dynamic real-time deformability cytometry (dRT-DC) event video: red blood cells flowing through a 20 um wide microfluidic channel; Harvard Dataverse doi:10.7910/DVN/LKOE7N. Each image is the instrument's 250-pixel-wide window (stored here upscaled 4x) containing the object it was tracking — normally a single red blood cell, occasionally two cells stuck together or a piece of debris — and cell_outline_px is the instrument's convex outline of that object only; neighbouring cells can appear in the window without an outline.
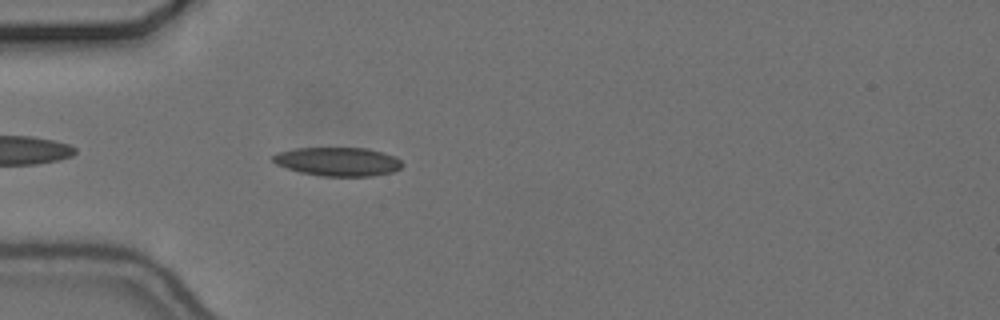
{"species": "common noctule bat (a hibernating species)", "species_latin": "Nyctalus noctula", "temperature_condition": "cold", "stored_images_in_passage": 42, "camera_frame_rate_fps": 3000, "um_per_image_px": 0.085, "animal": {"sex": "female", "body_mass_g": 24.6, "forearm_length_mm": 56.2}, "frame": {"image": 1, "passage_image": 3, "time_ms": 0.667, "image_size_px": [1000, 320], "cell_outline_px": [[404, 164], [400, 168], [392, 172], [372, 176], [320, 176], [300, 172], [276, 164], [272, 160], [272, 156], [280, 152], [296, 148], [368, 148], [384, 152], [396, 156]], "centroid_in_image_um": [28.76, 13.73], "position_along_channel_um": 56.2, "area_um2": 21.68}}
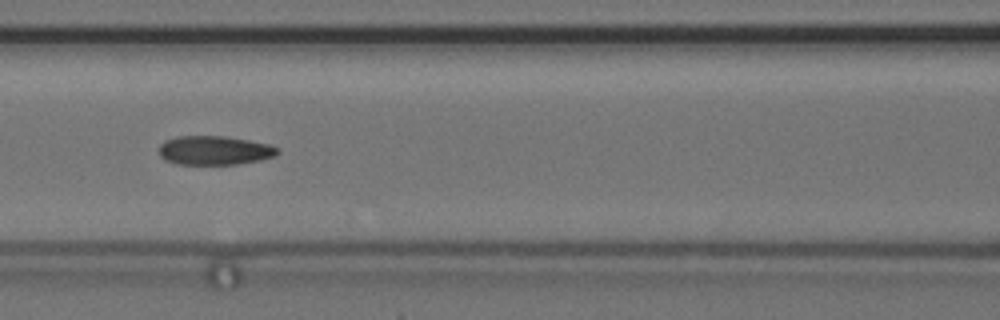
{"frame": {"image": 2, "passage_image": 11, "time_ms": 3.333, "image_size_px": [1000, 320], "cell_outline_px": [[280, 152], [276, 156], [260, 160], [236, 164], [176, 164], [164, 160], [160, 156], [160, 144], [164, 140], [176, 136], [224, 136], [248, 140], [268, 144], [280, 148]], "centroid_in_image_um": [18.23, 12.78], "position_along_channel_um": 148.4, "area_um2": 20.17}}
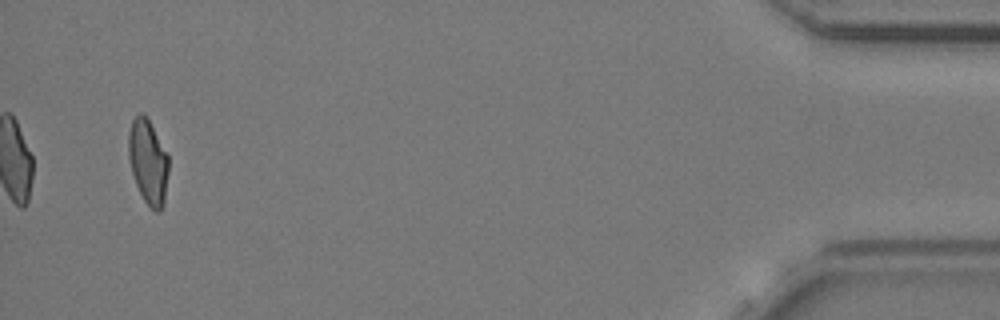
{"frame": {"image": 3, "passage_image": 40, "time_ms": 13.0, "image_size_px": [1000, 320], "cell_outline_px": [[168, 172], [164, 204], [160, 212], [156, 212], [144, 200], [136, 184], [132, 172], [128, 156], [128, 132], [132, 120], [140, 112], [144, 112], [168, 156]], "centroid_in_image_um": [12.58, 13.75], "position_along_channel_um": 422.6, "area_um2": 19.59}, "authors_computed_cell_mechanics": {"area_um2": 20.1722, "velocity_mm_per_s": 3.6797, "shape_relaxation_time_tau1_ms": null, "shape_relaxation_time_tau2_ms": 3.8125, "deformation_change_tau1": null, "deformation_change_tau2": 0.1006}}